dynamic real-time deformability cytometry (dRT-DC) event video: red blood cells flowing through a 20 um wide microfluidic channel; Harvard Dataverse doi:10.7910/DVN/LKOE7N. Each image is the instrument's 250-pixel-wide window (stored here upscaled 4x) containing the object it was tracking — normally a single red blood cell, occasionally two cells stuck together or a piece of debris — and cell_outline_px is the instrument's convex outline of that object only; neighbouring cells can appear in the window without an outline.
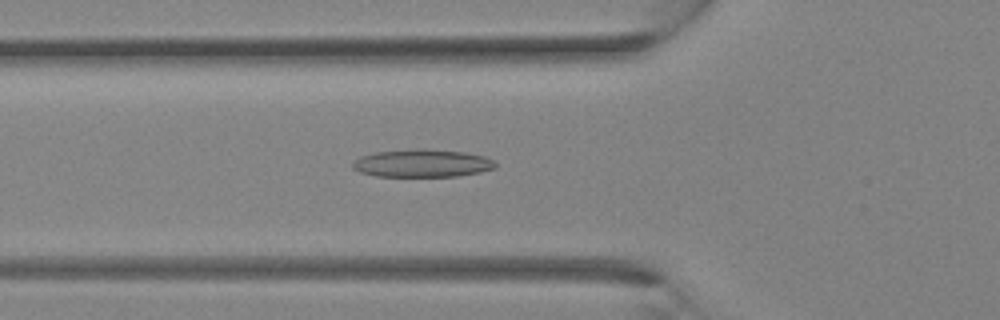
{"species": "Egyptian fruit bat (a non-hibernating species)", "species_latin": "Rousettus aegyptiacus", "temperature_condition": "room temperature", "stored_images_in_passage": 31, "camera_frame_rate_fps": 3000, "um_per_image_px": 0.085, "animal": {"sex": "female"}, "frame": {"image": 1, "passage_image": 8, "time_ms": 2.333, "image_size_px": [1000, 320], "cell_outline_px": [[496, 168], [480, 172], [456, 176], [376, 176], [360, 172], [352, 168], [352, 164], [360, 156], [376, 152], [416, 148], [424, 148], [464, 152], [484, 156], [492, 160], [496, 164]], "centroid_in_image_um": [35.88, 13.87], "position_along_channel_um": 89.9, "area_um2": 23.12}}
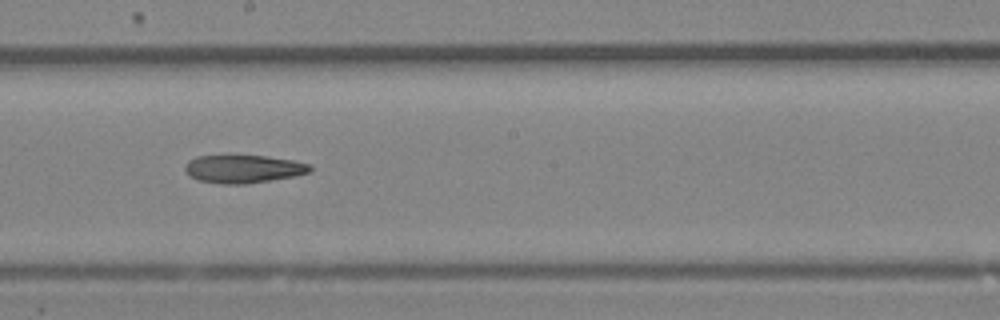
{"frame": {"image": 2, "passage_image": 15, "time_ms": 4.667, "image_size_px": [1000, 320], "cell_outline_px": [[312, 168], [308, 172], [292, 176], [272, 180], [248, 184], [220, 184], [196, 180], [188, 176], [184, 168], [184, 164], [188, 160], [196, 156], [264, 156], [292, 160], [308, 164]], "centroid_in_image_um": [20.59, 14.37], "position_along_channel_um": 227.6, "area_um2": 20.4}}
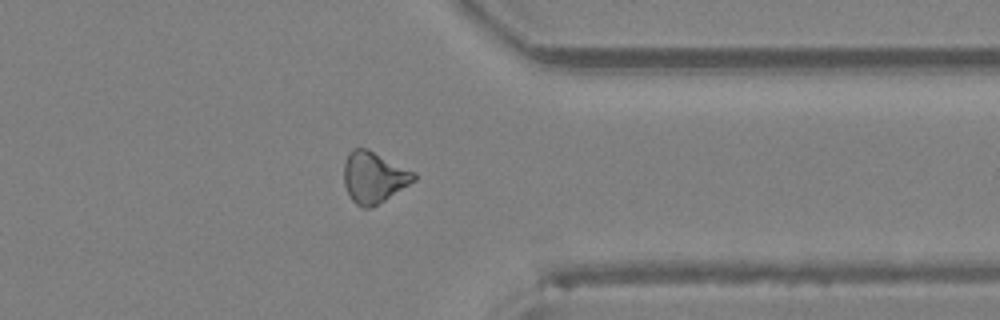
{"frame": {"image": 3, "passage_image": 23, "time_ms": 7.333, "image_size_px": [1000, 320], "cell_outline_px": [[416, 180], [384, 200], [368, 208], [364, 208], [356, 204], [352, 200], [344, 184], [344, 164], [348, 152], [352, 148], [368, 148], [416, 172]], "centroid_in_image_um": [31.77, 15.03], "position_along_channel_um": 379.6, "area_um2": 20.87}}